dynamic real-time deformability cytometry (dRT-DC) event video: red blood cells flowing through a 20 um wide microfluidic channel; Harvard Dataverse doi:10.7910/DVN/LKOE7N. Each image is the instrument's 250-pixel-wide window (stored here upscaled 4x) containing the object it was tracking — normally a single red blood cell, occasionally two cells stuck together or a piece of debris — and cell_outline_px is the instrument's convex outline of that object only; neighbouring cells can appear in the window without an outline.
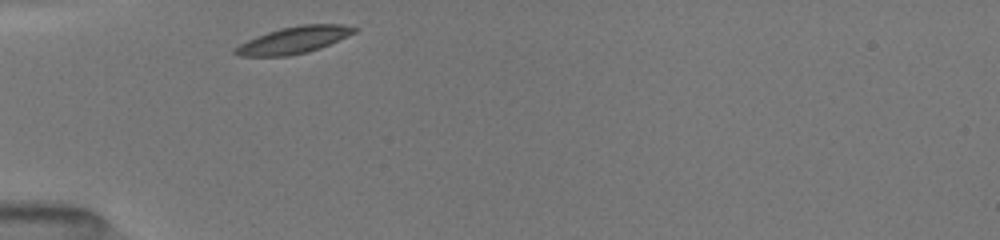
{"species": "common noctule bat (a hibernating species)", "species_latin": "Nyctalus noctula", "temperature_condition": "room temperature", "stored_images_in_passage": 28, "camera_frame_rate_fps": 3000, "um_per_image_px": 0.085, "animal": {"sex": "female", "body_mass_g": 19.5, "forearm_length_mm": 54.1}, "frame": {"image": 1, "passage_image": 1, "time_ms": 0.0, "image_size_px": [1000, 240], "cell_outline_px": [[360, 28], [356, 32], [320, 48], [308, 52], [288, 56], [236, 56], [232, 52], [232, 48], [256, 36], [280, 28], [300, 24], [344, 24]], "centroid_in_image_um": [24.96, 3.4], "position_along_channel_um": 60.0, "area_um2": 18.79}}
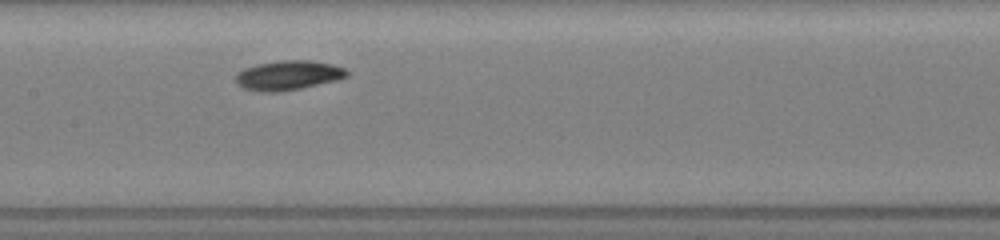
{"frame": {"image": 2, "passage_image": 10, "time_ms": 3.333, "image_size_px": [1000, 240], "cell_outline_px": [[348, 76], [336, 80], [300, 88], [276, 92], [260, 92], [244, 88], [236, 84], [236, 72], [244, 68], [256, 64], [280, 60], [312, 60], [332, 64], [344, 68], [348, 72]], "centroid_in_image_um": [24.46, 6.39], "position_along_channel_um": 182.9, "area_um2": 19.13}}
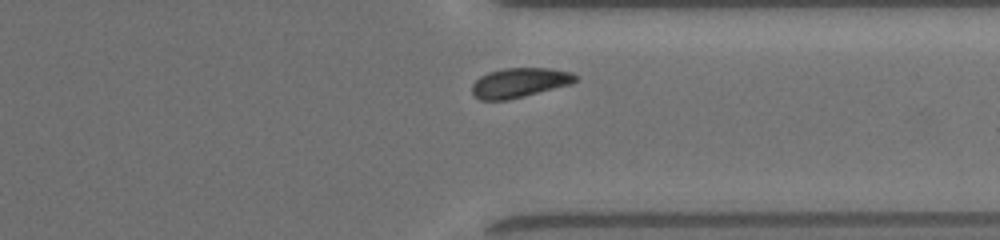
{"frame": {"image": 3, "passage_image": 25, "time_ms": 8.0, "image_size_px": [1000, 240], "cell_outline_px": [[580, 80], [572, 84], [504, 100], [480, 100], [472, 92], [472, 84], [480, 76], [488, 72], [504, 68], [548, 68], [572, 72], [580, 76]], "centroid_in_image_um": [44.21, 7.01], "position_along_channel_um": 367.2, "area_um2": 17.8}, "authors_computed_cell_mechanics": {"area_um2": 18.0914, "velocity_mm_per_s": 3.9353, "shape_relaxation_time_tau1_ms": 1.3998, "shape_relaxation_time_tau2_ms": null, "deformation_change_tau1": 0.0798, "deformation_change_tau2": null}}